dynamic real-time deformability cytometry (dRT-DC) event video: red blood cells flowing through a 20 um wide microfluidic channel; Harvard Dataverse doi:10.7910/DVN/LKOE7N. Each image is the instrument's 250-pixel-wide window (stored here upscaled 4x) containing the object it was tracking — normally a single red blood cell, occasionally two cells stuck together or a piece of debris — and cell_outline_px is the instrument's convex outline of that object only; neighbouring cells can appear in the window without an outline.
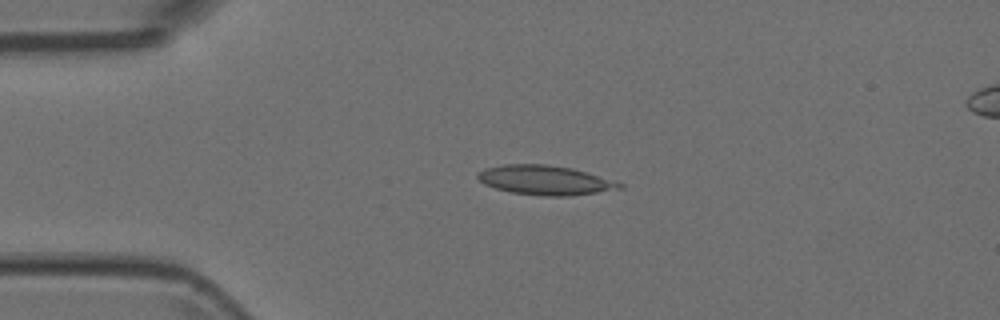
{"species": "Egyptian fruit bat (a non-hibernating species)", "species_latin": "Rousettus aegyptiacus", "temperature_condition": "room temperature", "stored_images_in_passage": 5, "camera_frame_rate_fps": 3000, "um_per_image_px": 0.085, "animal": {"sex": "female"}, "frame": {"image": 1, "passage_image": 3, "time_ms": 0.667, "image_size_px": [1000, 320], "cell_outline_px": [[624, 188], [568, 196], [544, 196], [512, 192], [496, 188], [484, 184], [476, 176], [476, 172], [484, 168], [504, 164], [548, 164], [572, 168], [616, 180], [624, 184]], "centroid_in_image_um": [46.34, 15.3], "position_along_channel_um": 38.7, "area_um2": 24.45}}